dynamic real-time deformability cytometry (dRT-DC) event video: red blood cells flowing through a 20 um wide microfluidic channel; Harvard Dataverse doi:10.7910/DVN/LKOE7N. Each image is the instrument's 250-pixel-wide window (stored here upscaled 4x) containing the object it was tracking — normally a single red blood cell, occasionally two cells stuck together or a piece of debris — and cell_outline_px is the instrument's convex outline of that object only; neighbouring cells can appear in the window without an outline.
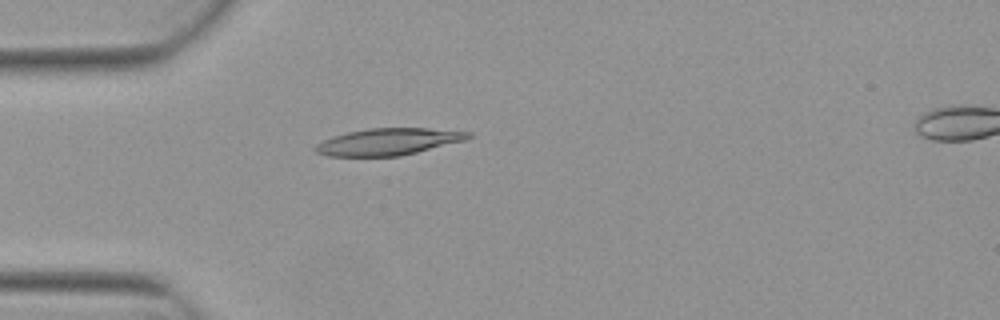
{"species": "Egyptian fruit bat (a non-hibernating species)", "species_latin": "Rousettus aegyptiacus", "temperature_condition": "warm", "stored_images_in_passage": 5, "camera_frame_rate_fps": 3000, "um_per_image_px": 0.085, "animal": {"sex": "female"}, "frame": {"image": 1, "passage_image": 4, "time_ms": 1.0, "image_size_px": [1000, 320], "cell_outline_px": [[472, 136], [464, 140], [400, 156], [328, 156], [316, 152], [312, 148], [316, 144], [332, 136], [348, 132], [368, 128], [428, 128], [472, 132]], "centroid_in_image_um": [32.97, 12.04], "position_along_channel_um": 52.0, "area_um2": 23.76}}